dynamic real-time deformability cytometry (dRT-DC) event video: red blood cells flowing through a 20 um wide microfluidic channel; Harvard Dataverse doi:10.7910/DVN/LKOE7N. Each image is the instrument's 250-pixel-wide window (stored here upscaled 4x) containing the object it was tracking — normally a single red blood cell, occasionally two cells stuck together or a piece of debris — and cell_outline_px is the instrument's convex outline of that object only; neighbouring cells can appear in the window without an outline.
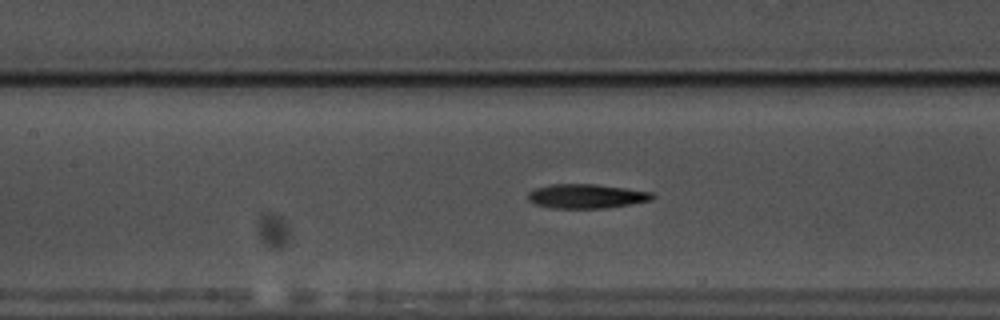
{"species": "common noctule bat (a hibernating species)", "species_latin": "Nyctalus noctula", "temperature_condition": "warm", "stored_images_in_passage": 50, "camera_frame_rate_fps": 3000, "um_per_image_px": 0.085, "animal": {"sex": "male", "body_mass_g": 17.5, "forearm_length_mm": 52.3}, "frame": {"image": 1, "passage_image": 19, "time_ms": 6.0, "image_size_px": [1000, 320], "cell_outline_px": [[656, 196], [648, 200], [608, 208], [552, 208], [532, 204], [528, 200], [528, 192], [536, 188], [552, 184], [596, 184], [652, 192]], "centroid_in_image_um": [49.79, 16.68], "position_along_channel_um": 157.6, "area_um2": 17.51}}
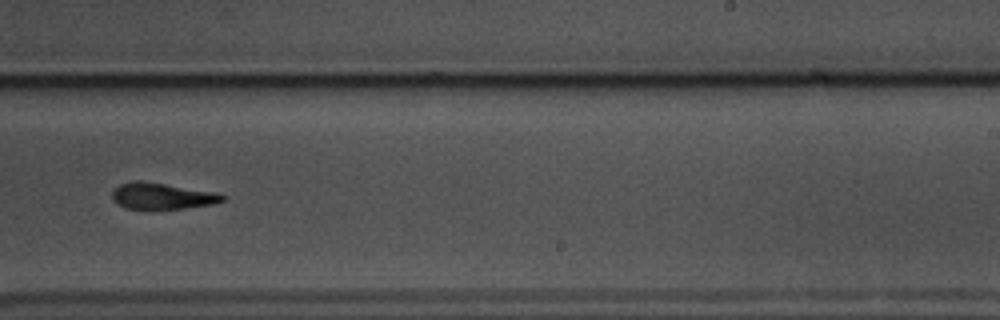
{"frame": {"image": 2, "passage_image": 29, "time_ms": 9.333, "image_size_px": [1000, 320], "cell_outline_px": [[224, 200], [212, 204], [184, 208], [124, 208], [116, 204], [112, 200], [112, 192], [120, 184], [136, 180], [164, 184], [212, 192], [224, 196]], "centroid_in_image_um": [13.69, 16.66], "position_along_channel_um": 275.3, "area_um2": 16.36}}
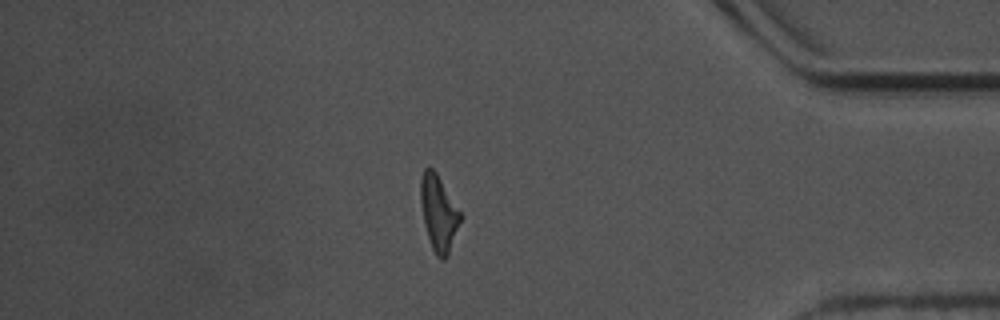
{"frame": {"image": 3, "passage_image": 42, "time_ms": 13.667, "image_size_px": [1000, 320], "cell_outline_px": [[464, 216], [448, 256], [444, 260], [440, 260], [436, 256], [432, 248], [424, 224], [420, 200], [420, 180], [424, 168], [432, 168], [436, 172]], "centroid_in_image_um": [37.31, 18.14], "position_along_channel_um": 397.9, "area_um2": 17.86}, "authors_computed_cell_mechanics": {"area_um2": 17.3689, "velocity_mm_per_s": 3.5461, "shape_relaxation_time_tau1_ms": 6.6034, "shape_relaxation_time_tau2_ms": 8.7689, "deformation_change_tau1": 0.1985, "deformation_change_tau2": 0.2178}}